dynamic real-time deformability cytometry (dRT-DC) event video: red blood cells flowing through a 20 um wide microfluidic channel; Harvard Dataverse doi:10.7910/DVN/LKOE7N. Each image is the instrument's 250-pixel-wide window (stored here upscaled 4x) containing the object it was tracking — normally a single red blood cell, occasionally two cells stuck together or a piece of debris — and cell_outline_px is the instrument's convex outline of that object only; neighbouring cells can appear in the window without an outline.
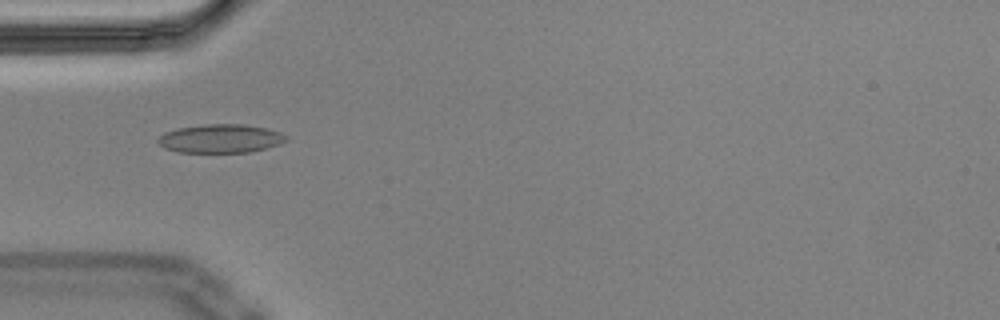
{"species": "Egyptian fruit bat (a non-hibernating species)", "species_latin": "Rousettus aegyptiacus", "temperature_condition": "cold", "stored_images_in_passage": 39, "camera_frame_rate_fps": 3000, "um_per_image_px": 0.085, "animal": {"sex": "male"}, "frame": {"image": 1, "passage_image": 1, "time_ms": 0.0, "image_size_px": [1000, 320], "cell_outline_px": [[288, 140], [280, 144], [268, 148], [248, 152], [176, 152], [164, 148], [156, 140], [164, 132], [176, 128], [204, 124], [244, 124], [268, 128], [280, 132], [288, 136]], "centroid_in_image_um": [18.76, 11.77], "position_along_channel_um": 66.2, "area_um2": 21.62}, "authors_computed_cell_mechanics": {"area_um2": 21.6172, "velocity_mm_per_s": 3.5936, "shape_relaxation_time_tau1_ms": null, "shape_relaxation_time_tau2_ms": 1.6103, "deformation_change_tau1": null, "deformation_change_tau2": 0.0589}}